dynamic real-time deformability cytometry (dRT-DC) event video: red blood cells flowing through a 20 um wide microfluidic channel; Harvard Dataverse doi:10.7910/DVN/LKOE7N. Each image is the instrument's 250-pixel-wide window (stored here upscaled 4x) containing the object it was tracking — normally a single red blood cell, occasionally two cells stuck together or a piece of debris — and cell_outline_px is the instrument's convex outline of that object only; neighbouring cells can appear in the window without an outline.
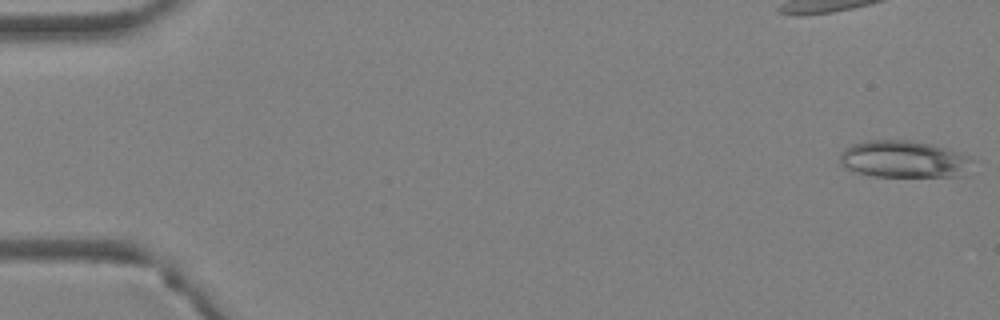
{"species": "Egyptian fruit bat (a non-hibernating species)", "species_latin": "Rousettus aegyptiacus", "temperature_condition": "warm", "stored_images_in_passage": 10, "camera_frame_rate_fps": 3000, "um_per_image_px": 0.085, "animal": {"sex": "female"}, "frame": {"image": 1, "passage_image": 1, "time_ms": 0.0, "image_size_px": [1000, 320], "cell_outline_px": [[972, 160], [968, 176], [872, 176], [848, 168], [840, 164], [840, 152], [844, 148], [852, 144], [868, 140], [908, 140], [932, 144], [968, 156]], "centroid_in_image_um": [76.84, 13.53], "position_along_channel_um": 8.2, "area_um2": 28.5}}